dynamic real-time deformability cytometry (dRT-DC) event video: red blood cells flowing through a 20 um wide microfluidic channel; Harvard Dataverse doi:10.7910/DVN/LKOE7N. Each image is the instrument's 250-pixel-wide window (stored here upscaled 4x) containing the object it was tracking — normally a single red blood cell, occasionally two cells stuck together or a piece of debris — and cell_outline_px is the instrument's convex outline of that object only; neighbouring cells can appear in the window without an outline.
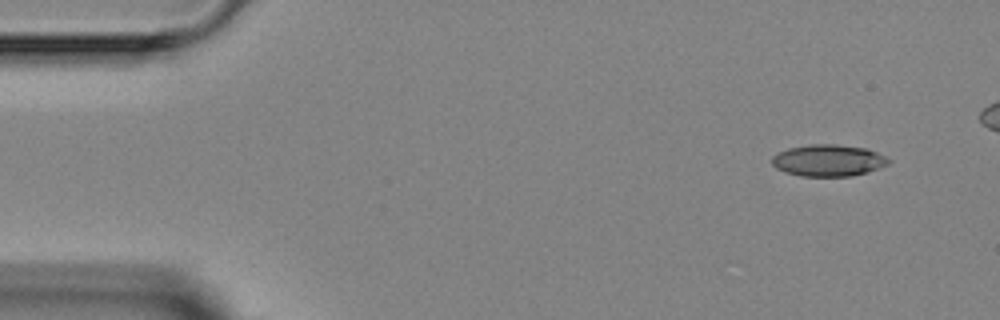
{"species": "Egyptian fruit bat (a non-hibernating species)", "species_latin": "Rousettus aegyptiacus", "temperature_condition": "room temperature", "stored_images_in_passage": 7, "camera_frame_rate_fps": 3000, "um_per_image_px": 0.085, "animal": {"sex": "female"}, "frame": {"image": 1, "passage_image": 1, "time_ms": 0.0, "image_size_px": [1000, 320], "cell_outline_px": [[892, 160], [888, 164], [852, 176], [800, 176], [784, 172], [776, 168], [772, 164], [772, 156], [776, 152], [788, 148], [808, 144], [836, 144], [868, 148]], "centroid_in_image_um": [70.36, 13.62], "position_along_channel_um": 14.6, "area_um2": 21.62}}
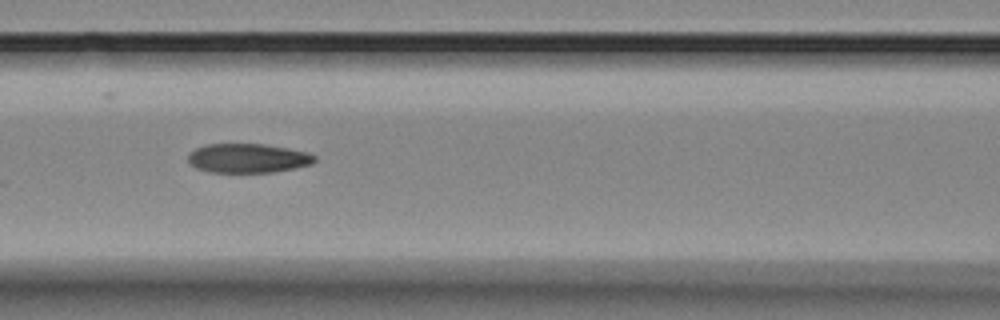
{"frame": {"image": 2, "passage_image": 6, "time_ms": 5.667, "image_size_px": [1000, 320], "cell_outline_px": [[316, 160], [312, 164], [272, 172], [208, 172], [196, 168], [188, 164], [188, 152], [204, 144], [264, 144], [288, 148], [308, 152], [316, 156]], "centroid_in_image_um": [21.03, 13.44], "position_along_channel_um": 145.6, "area_um2": 21.68}}
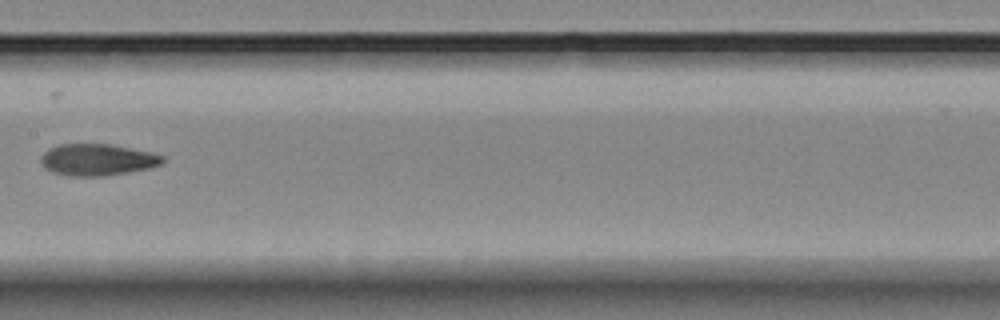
{"frame": {"image": 3, "passage_image": 7, "time_ms": 7.0, "image_size_px": [1000, 320], "cell_outline_px": [[164, 164], [148, 168], [128, 172], [104, 176], [68, 176], [52, 172], [44, 168], [40, 164], [40, 156], [48, 148], [56, 144], [112, 144], [152, 152], [164, 156]], "centroid_in_image_um": [8.25, 13.57], "position_along_channel_um": 199.2, "area_um2": 22.83}}